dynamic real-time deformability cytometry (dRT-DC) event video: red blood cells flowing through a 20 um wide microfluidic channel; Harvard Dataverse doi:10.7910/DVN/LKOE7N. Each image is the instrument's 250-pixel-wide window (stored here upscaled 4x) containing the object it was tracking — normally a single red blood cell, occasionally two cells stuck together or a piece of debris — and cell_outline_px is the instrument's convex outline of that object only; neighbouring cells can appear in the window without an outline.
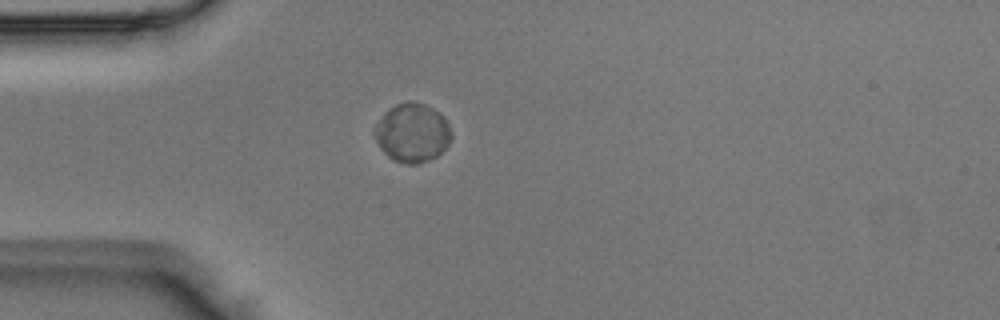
{"species": "Egyptian fruit bat (a non-hibernating species)", "species_latin": "Rousettus aegyptiacus", "temperature_condition": "room temperature", "stored_images_in_passage": 38, "camera_frame_rate_fps": 3000, "um_per_image_px": 0.085, "animal": {"sex": "male"}, "frame": {"image": 1, "passage_image": 2, "time_ms": 0.333, "image_size_px": [1000, 320], "cell_outline_px": [[452, 136], [448, 144], [436, 156], [428, 160], [416, 164], [408, 164], [392, 160], [384, 152], [376, 140], [372, 132], [376, 124], [384, 112], [396, 104], [408, 100], [412, 100], [424, 104], [432, 108], [444, 116], [448, 124]], "centroid_in_image_um": [35.02, 11.27], "position_along_channel_um": 50.0, "area_um2": 26.3}}
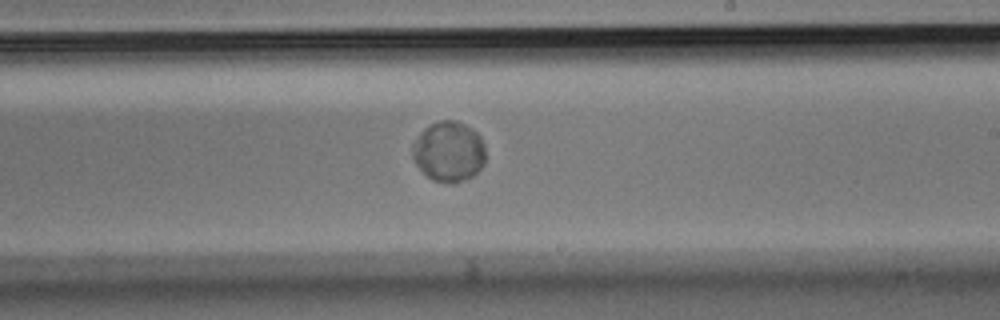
{"frame": {"image": 2, "passage_image": 18, "time_ms": 5.667, "image_size_px": [1000, 320], "cell_outline_px": [[484, 164], [472, 176], [464, 180], [452, 184], [448, 184], [432, 180], [416, 164], [412, 156], [412, 148], [420, 132], [424, 128], [440, 120], [456, 120], [472, 128], [480, 136], [484, 144]], "centroid_in_image_um": [38.15, 12.88], "position_along_channel_um": 250.9, "area_um2": 25.61}}
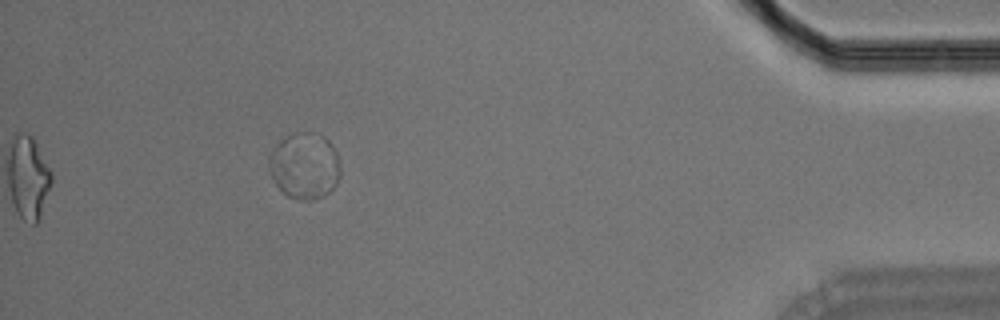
{"frame": {"image": 3, "passage_image": 34, "time_ms": 11.0, "image_size_px": [1000, 320], "cell_outline_px": [[340, 176], [336, 184], [328, 192], [312, 200], [304, 200], [288, 196], [276, 184], [268, 168], [268, 156], [276, 144], [280, 140], [296, 132], [308, 132], [324, 136], [328, 140], [336, 152], [340, 164]], "centroid_in_image_um": [25.88, 14.08], "position_along_channel_um": 409.3, "area_um2": 27.4}}